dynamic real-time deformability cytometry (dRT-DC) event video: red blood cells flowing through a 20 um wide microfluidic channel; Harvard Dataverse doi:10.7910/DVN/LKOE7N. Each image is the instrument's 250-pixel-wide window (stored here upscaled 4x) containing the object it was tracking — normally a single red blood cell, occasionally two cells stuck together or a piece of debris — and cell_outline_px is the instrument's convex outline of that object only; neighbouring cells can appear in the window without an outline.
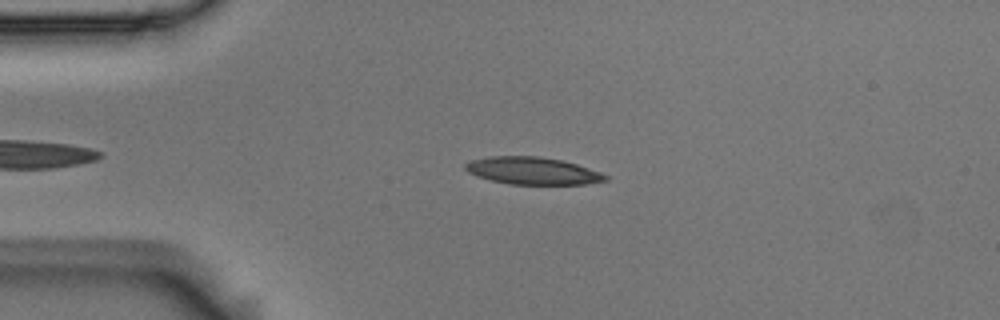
{"species": "Egyptian fruit bat (a non-hibernating species)", "species_latin": "Rousettus aegyptiacus", "temperature_condition": "room temperature", "stored_images_in_passage": 48, "camera_frame_rate_fps": 3000, "um_per_image_px": 0.085, "animal": {"sex": "male"}, "frame": {"image": 1, "passage_image": 12, "time_ms": 3.667, "image_size_px": [1000, 320], "cell_outline_px": [[608, 180], [584, 184], [508, 184], [476, 176], [468, 172], [464, 168], [464, 164], [472, 160], [488, 156], [540, 156], [560, 160], [576, 164], [600, 172], [608, 176]], "centroid_in_image_um": [45.24, 14.51], "position_along_channel_um": 39.8, "area_um2": 22.2}}
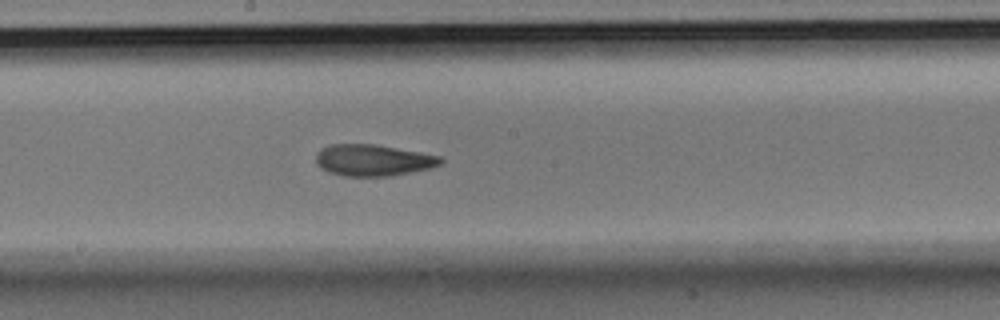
{"frame": {"image": 2, "passage_image": 29, "time_ms": 9.333, "image_size_px": [1000, 320], "cell_outline_px": [[444, 160], [440, 164], [432, 168], [388, 176], [344, 176], [328, 172], [320, 168], [316, 164], [316, 152], [320, 148], [328, 144], [376, 144], [440, 156]], "centroid_in_image_um": [31.67, 13.61], "position_along_channel_um": 216.5, "area_um2": 23.0}}
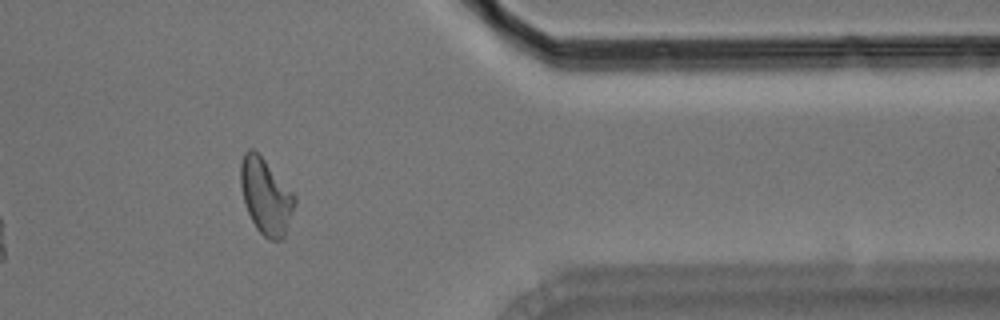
{"frame": {"image": 3, "passage_image": 45, "time_ms": 14.667, "image_size_px": [1000, 320], "cell_outline_px": [[296, 200], [284, 236], [280, 240], [268, 240], [256, 228], [248, 212], [244, 200], [240, 184], [240, 164], [244, 152], [248, 148], [252, 148], [264, 160], [296, 196]], "centroid_in_image_um": [22.57, 16.68], "position_along_channel_um": 388.8, "area_um2": 23.41}, "authors_computed_cell_mechanics": {"area_um2": 22.6576, "velocity_mm_per_s": 3.583, "shape_relaxation_time_tau1_ms": null, "shape_relaxation_time_tau2_ms": 3.2241, "deformation_change_tau1": null, "deformation_change_tau2": 0.1102}}